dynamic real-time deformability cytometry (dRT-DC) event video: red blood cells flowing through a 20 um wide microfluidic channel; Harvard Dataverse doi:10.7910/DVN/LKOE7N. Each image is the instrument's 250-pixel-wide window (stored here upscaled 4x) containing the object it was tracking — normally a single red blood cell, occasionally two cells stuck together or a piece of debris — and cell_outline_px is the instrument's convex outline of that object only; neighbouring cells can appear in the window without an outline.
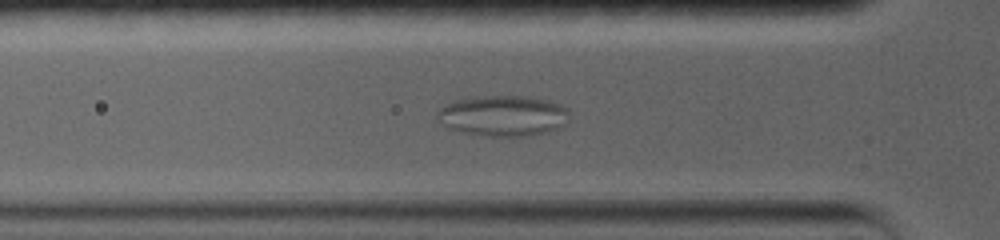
{"species": "common noctule bat (a hibernating species)", "species_latin": "Nyctalus noctula", "temperature_condition": "warm", "stored_images_in_passage": 52, "camera_frame_rate_fps": 5000, "um_per_image_px": 0.085, "animal": {"sex": "female", "body_mass_g": 19.0, "forearm_length_mm": 56.7}, "frame": {"image": 1, "passage_image": 14, "time_ms": 2.6, "image_size_px": [1000, 240], "cell_outline_px": [[568, 112], [564, 128], [548, 132], [528, 136], [488, 136], [464, 132], [448, 128], [436, 120], [436, 112], [440, 108], [456, 100], [468, 96], [528, 96], [548, 100], [560, 104], [568, 108]], "centroid_in_image_um": [42.77, 9.84], "position_along_channel_um": 83.0, "area_um2": 31.73}}
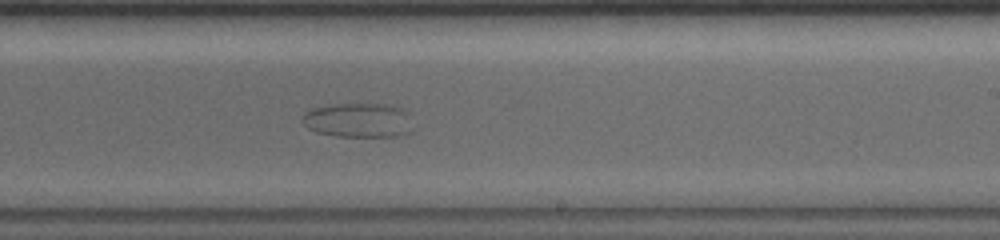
{"frame": {"image": 2, "passage_image": 25, "time_ms": 4.8, "image_size_px": [1000, 240], "cell_outline_px": [[412, 132], [404, 136], [336, 136], [316, 132], [308, 128], [300, 120], [300, 116], [304, 112], [312, 108], [332, 104], [388, 104], [404, 108], [408, 112]], "centroid_in_image_um": [30.45, 10.21], "position_along_channel_um": 258.5, "area_um2": 22.6}}
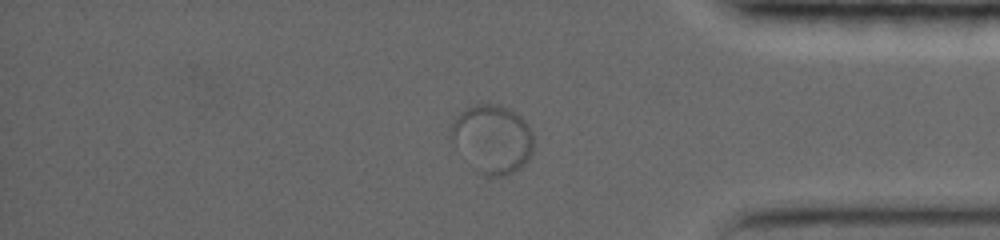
{"frame": {"image": 3, "passage_image": 36, "time_ms": 7.0, "image_size_px": [1000, 240], "cell_outline_px": [[532, 152], [528, 160], [520, 168], [508, 176], [484, 176], [476, 172], [448, 136], [448, 128], [452, 120], [460, 112], [476, 104], [496, 104], [508, 108], [520, 116], [528, 124], [532, 132]], "centroid_in_image_um": [41.82, 11.82], "position_along_channel_um": 393.4, "area_um2": 33.29}}